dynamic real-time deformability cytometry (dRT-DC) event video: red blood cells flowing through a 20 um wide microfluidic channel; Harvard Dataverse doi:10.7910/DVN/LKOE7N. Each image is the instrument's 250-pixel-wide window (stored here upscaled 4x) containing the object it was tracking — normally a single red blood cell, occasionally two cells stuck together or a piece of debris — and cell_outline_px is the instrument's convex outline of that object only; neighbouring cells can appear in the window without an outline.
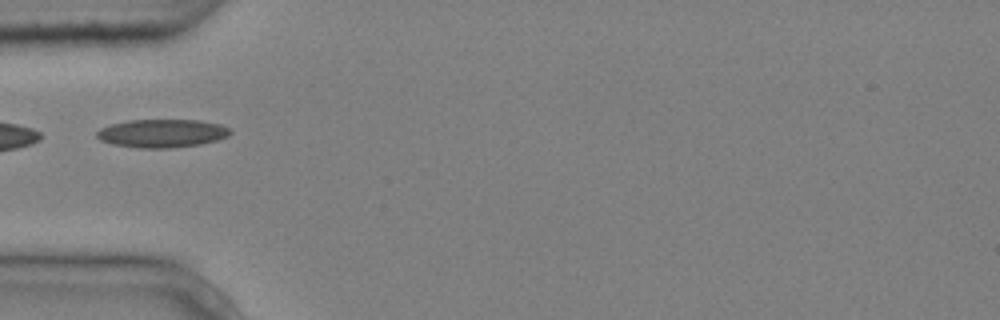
{"species": "common noctule bat (a hibernating species)", "species_latin": "Nyctalus noctula", "temperature_condition": "cold", "stored_images_in_passage": 1, "camera_frame_rate_fps": 3000, "um_per_image_px": 0.085, "animal": {"sex": "male", "body_mass_g": 20.4}, "frame": {"image": 1, "passage_image": 1, "time_ms": 0.0, "image_size_px": [1000, 320], "cell_outline_px": [[232, 132], [228, 136], [216, 140], [200, 144], [168, 148], [136, 148], [112, 144], [100, 140], [96, 136], [96, 132], [100, 128], [108, 124], [128, 120], [200, 120], [220, 124], [228, 128]], "centroid_in_image_um": [13.73, 11.33], "position_along_channel_um": 71.3, "area_um2": 22.08}}